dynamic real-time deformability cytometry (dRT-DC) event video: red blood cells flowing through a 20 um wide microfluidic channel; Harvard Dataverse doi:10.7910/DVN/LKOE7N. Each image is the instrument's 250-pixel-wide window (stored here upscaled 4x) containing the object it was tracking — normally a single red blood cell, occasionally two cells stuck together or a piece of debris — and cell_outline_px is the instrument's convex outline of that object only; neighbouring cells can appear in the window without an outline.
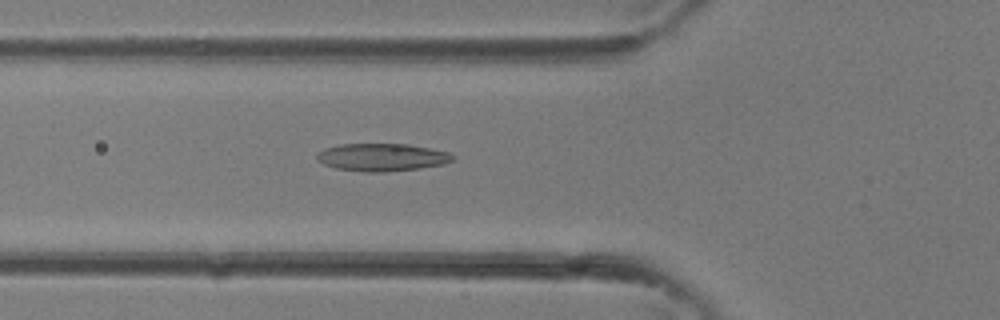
{"species": "common noctule bat (a hibernating species)", "species_latin": "Nyctalus noctula", "temperature_condition": "room temperature", "stored_images_in_passage": 36, "camera_frame_rate_fps": 3000, "um_per_image_px": 0.085, "animal": {"sex": "female"}, "frame": {"image": 1, "passage_image": 13, "time_ms": 4.0, "image_size_px": [1000, 320], "cell_outline_px": [[456, 156], [452, 160], [444, 164], [420, 168], [384, 172], [364, 172], [336, 168], [324, 164], [316, 160], [316, 156], [324, 148], [340, 144], [408, 144], [448, 152]], "centroid_in_image_um": [32.46, 13.37], "position_along_channel_um": 93.3, "area_um2": 21.85}}
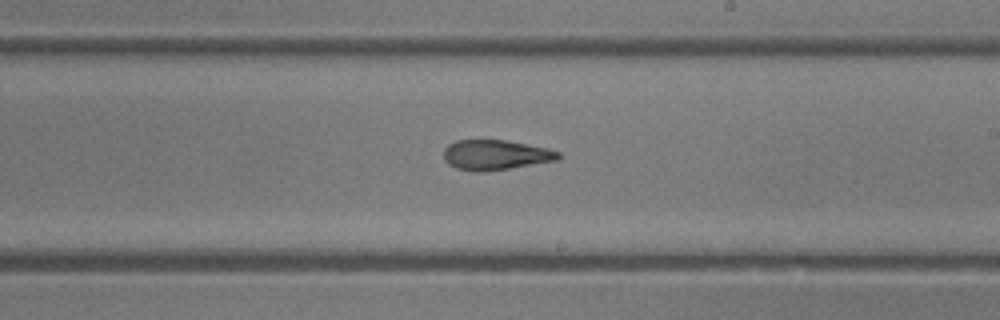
{"frame": {"image": 2, "passage_image": 21, "time_ms": 6.667, "image_size_px": [1000, 320], "cell_outline_px": [[560, 160], [484, 172], [476, 172], [456, 168], [448, 164], [444, 160], [444, 148], [448, 144], [456, 140], [504, 140], [548, 148], [560, 152]], "centroid_in_image_um": [42.11, 13.17], "position_along_channel_um": 246.9, "area_um2": 20.17}}
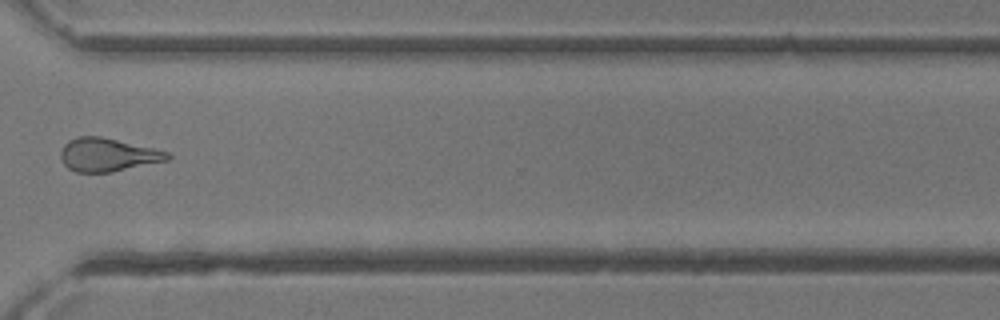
{"frame": {"image": 3, "passage_image": 27, "time_ms": 8.667, "image_size_px": [1000, 320], "cell_outline_px": [[172, 156], [168, 160], [112, 172], [76, 172], [68, 168], [64, 164], [60, 156], [60, 152], [64, 144], [68, 140], [76, 136], [100, 136], [152, 148], [168, 152]], "centroid_in_image_um": [9.12, 13.15], "position_along_channel_um": 361.5, "area_um2": 20.63}}